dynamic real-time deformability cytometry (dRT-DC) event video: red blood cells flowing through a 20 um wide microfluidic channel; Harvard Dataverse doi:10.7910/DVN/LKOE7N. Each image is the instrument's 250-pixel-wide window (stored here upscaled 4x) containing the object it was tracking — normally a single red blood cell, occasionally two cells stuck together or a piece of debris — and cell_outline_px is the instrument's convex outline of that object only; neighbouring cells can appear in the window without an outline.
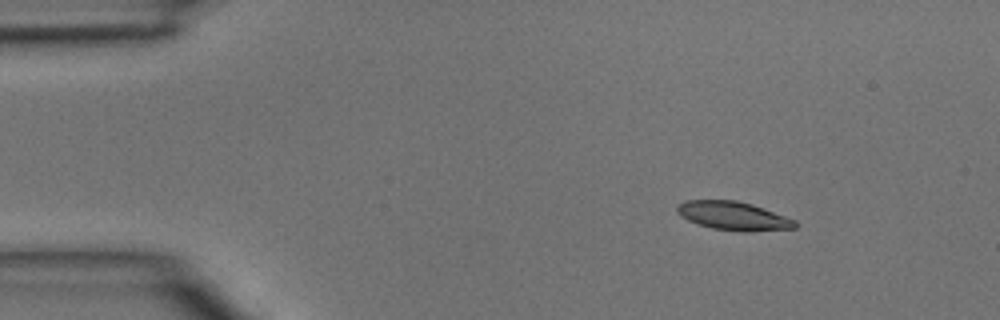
{"species": "common noctule bat (a hibernating species)", "species_latin": "Nyctalus noctula", "temperature_condition": "room temperature", "stored_images_in_passage": 4, "camera_frame_rate_fps": 3000, "um_per_image_px": 0.085, "animal": {"sex": "male", "body_mass_g": 15.6}, "frame": {"image": 1, "passage_image": 2, "time_ms": 0.333, "image_size_px": [1000, 320], "cell_outline_px": [[800, 224], [796, 228], [748, 232], [744, 232], [712, 228], [688, 220], [680, 216], [676, 212], [676, 204], [684, 200], [736, 200], [752, 204], [796, 220]], "centroid_in_image_um": [62.34, 18.35], "position_along_channel_um": 22.7, "area_um2": 19.83}}
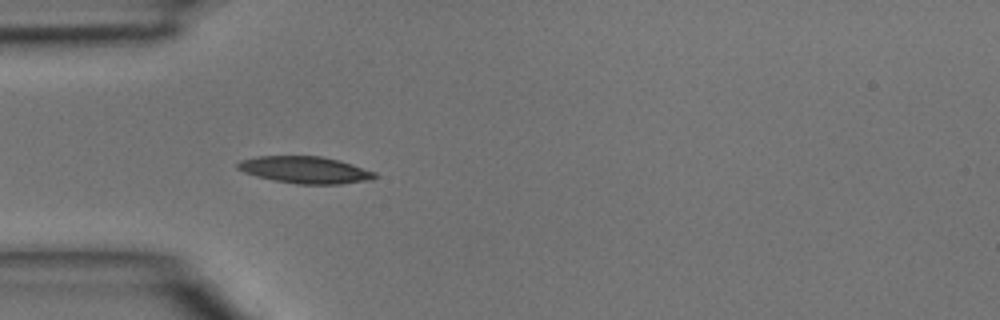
{"frame": {"image": 2, "passage_image": 4, "time_ms": 1.0, "image_size_px": [1000, 320], "cell_outline_px": [[380, 176], [372, 180], [340, 184], [296, 184], [272, 180], [256, 176], [244, 172], [236, 168], [236, 164], [240, 160], [256, 156], [320, 156], [340, 160], [376, 172]], "centroid_in_image_um": [25.95, 14.44], "position_along_channel_um": 59.0, "area_um2": 21.79}}